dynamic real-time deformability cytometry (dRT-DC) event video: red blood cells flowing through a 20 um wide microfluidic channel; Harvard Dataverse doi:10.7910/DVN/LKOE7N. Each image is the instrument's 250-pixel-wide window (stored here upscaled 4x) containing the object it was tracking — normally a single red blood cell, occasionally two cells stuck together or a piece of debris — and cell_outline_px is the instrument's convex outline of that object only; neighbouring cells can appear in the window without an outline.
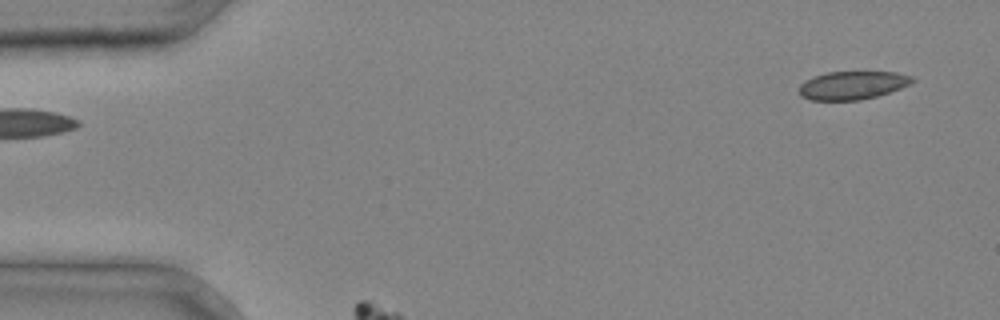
{"species": "common noctule bat (a hibernating species)", "species_latin": "Nyctalus noctula", "temperature_condition": "cold", "stored_images_in_passage": 2, "segment_of_instrument_passage": [2, 2], "camera_frame_rate_fps": 3000, "um_per_image_px": 0.085, "animal": {"sex": "male", "body_mass_g": 20.4}, "frame": {"image": 1, "passage_image": 2, "time_ms": 0.333, "image_size_px": [1000, 320], "cell_outline_px": [[916, 80], [900, 88], [876, 96], [860, 100], [812, 100], [800, 96], [800, 84], [804, 80], [828, 72], [896, 72], [912, 76]], "centroid_in_image_um": [72.45, 7.25], "position_along_channel_um": 12.6, "area_um2": 18.44}}